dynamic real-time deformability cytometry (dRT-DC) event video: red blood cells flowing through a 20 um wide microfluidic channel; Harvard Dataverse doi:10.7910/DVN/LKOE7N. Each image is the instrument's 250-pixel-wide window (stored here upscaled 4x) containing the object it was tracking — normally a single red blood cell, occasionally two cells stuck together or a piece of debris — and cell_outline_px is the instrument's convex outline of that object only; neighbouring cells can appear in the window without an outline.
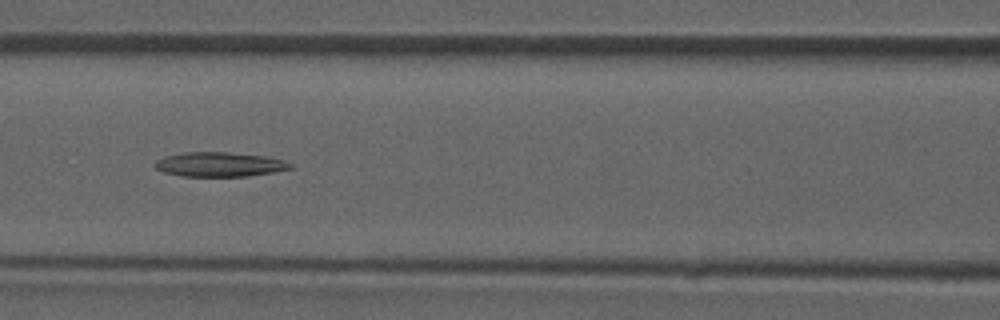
{"species": "common noctule bat (a hibernating species)", "species_latin": "Nyctalus noctula", "temperature_condition": "room temperature", "stored_images_in_passage": 39, "camera_frame_rate_fps": 3000, "um_per_image_px": 0.085, "animal": {"sex": "male", "forearm_length_mm": 52.5}, "frame": {"image": 1, "passage_image": 12, "time_ms": 3.667, "image_size_px": [1000, 320], "cell_outline_px": [[296, 164], [292, 168], [272, 172], [248, 176], [180, 176], [164, 172], [156, 168], [152, 164], [156, 160], [164, 156], [184, 152], [228, 152], [264, 156], [284, 160]], "centroid_in_image_um": [18.65, 13.97], "position_along_channel_um": 147.9, "area_um2": 19.42}}